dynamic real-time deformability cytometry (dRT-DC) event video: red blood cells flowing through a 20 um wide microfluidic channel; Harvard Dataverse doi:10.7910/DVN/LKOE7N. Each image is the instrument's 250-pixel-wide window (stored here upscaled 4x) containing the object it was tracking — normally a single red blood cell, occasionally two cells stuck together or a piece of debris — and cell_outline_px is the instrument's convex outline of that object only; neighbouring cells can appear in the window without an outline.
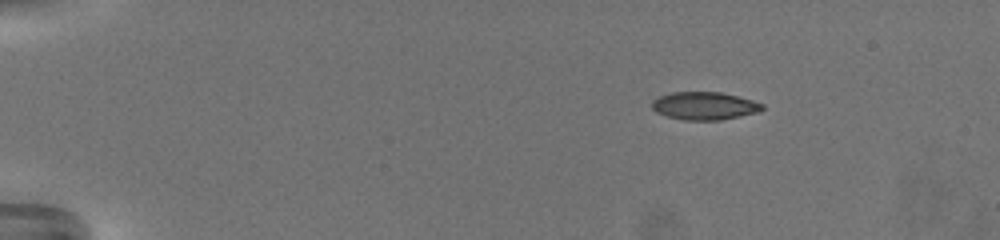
{"species": "common noctule bat (a hibernating species)", "species_latin": "Nyctalus noctula", "temperature_condition": "warm", "stored_images_in_passage": 57, "camera_frame_rate_fps": 3000, "um_per_image_px": 0.085, "animal": {"sex": "female", "body_mass_g": 19.5, "forearm_length_mm": 54.1}, "frame": {"image": 1, "passage_image": 1, "time_ms": 0.0, "image_size_px": [1000, 240], "cell_outline_px": [[764, 108], [760, 112], [720, 120], [684, 120], [668, 116], [656, 112], [652, 108], [652, 100], [660, 96], [672, 92], [720, 92], [752, 100], [764, 104]], "centroid_in_image_um": [59.89, 9.0], "position_along_channel_um": 25.1, "area_um2": 17.86}}
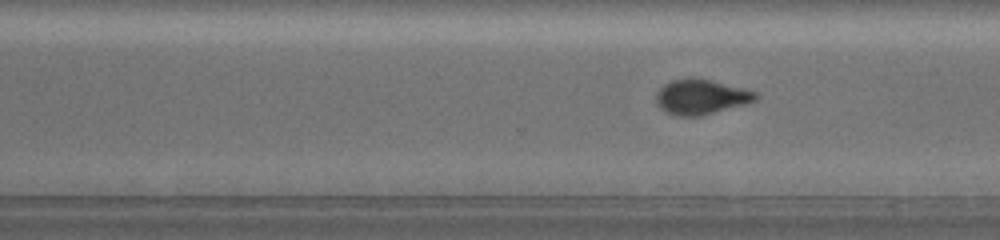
{"frame": {"image": 2, "passage_image": 38, "time_ms": 12.333, "image_size_px": [1000, 240], "cell_outline_px": [[756, 100], [744, 104], [700, 116], [676, 116], [664, 112], [660, 108], [656, 100], [656, 92], [664, 84], [672, 80], [688, 76], [712, 80], [756, 92]], "centroid_in_image_um": [59.52, 8.22], "position_along_channel_um": 311.1, "area_um2": 20.29}}
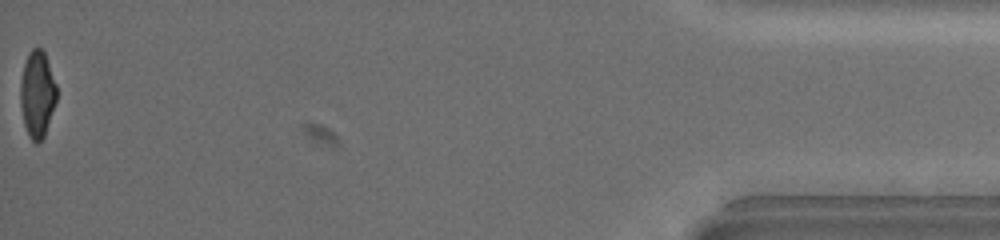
{"frame": {"image": 3, "passage_image": 57, "time_ms": 18.667, "image_size_px": [1000, 240], "cell_outline_px": [[56, 100], [44, 136], [36, 144], [28, 136], [24, 124], [20, 104], [20, 84], [24, 64], [28, 52], [32, 48], [40, 48], [44, 52], [56, 84]], "centroid_in_image_um": [3.15, 8.0], "position_along_channel_um": 432.1, "area_um2": 18.09}, "authors_computed_cell_mechanics": {"area_um2": 19.5942, "velocity_mm_per_s": 3.2471, "shape_relaxation_time_tau1_ms": 4.6167, "shape_relaxation_time_tau2_ms": 1.295, "deformation_change_tau1": 0.173, "deformation_change_tau2": 0.0656}}